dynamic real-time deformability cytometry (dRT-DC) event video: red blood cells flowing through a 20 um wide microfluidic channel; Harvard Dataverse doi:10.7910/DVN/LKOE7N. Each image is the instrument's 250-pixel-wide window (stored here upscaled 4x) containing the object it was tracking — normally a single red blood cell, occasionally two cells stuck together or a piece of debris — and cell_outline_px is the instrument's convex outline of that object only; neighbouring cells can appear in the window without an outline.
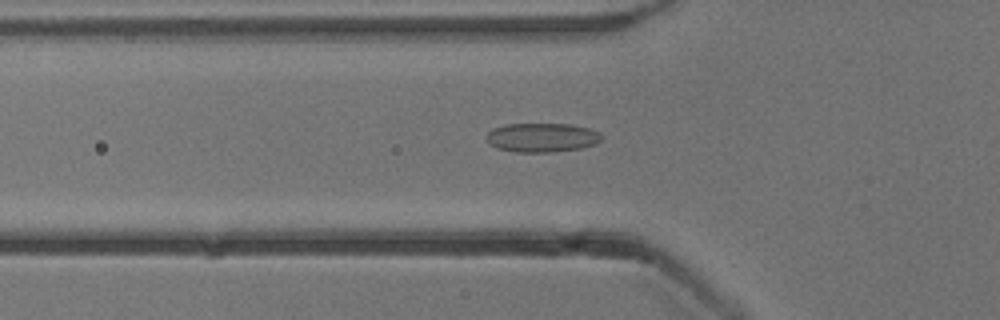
{"species": "common noctule bat (a hibernating species)", "species_latin": "Nyctalus noctula", "temperature_condition": "cold", "stored_images_in_passage": 34, "camera_frame_rate_fps": 3000, "um_per_image_px": 0.085, "animal": {"sex": "male", "body_mass_g": 13.3}, "frame": {"image": 1, "passage_image": 7, "time_ms": 2.0, "image_size_px": [1000, 320], "cell_outline_px": [[604, 136], [596, 144], [580, 148], [552, 152], [516, 152], [496, 148], [488, 144], [488, 132], [492, 128], [504, 124], [572, 124], [588, 128], [600, 132]], "centroid_in_image_um": [46.07, 11.69], "position_along_channel_um": 79.7, "area_um2": 19.65}}
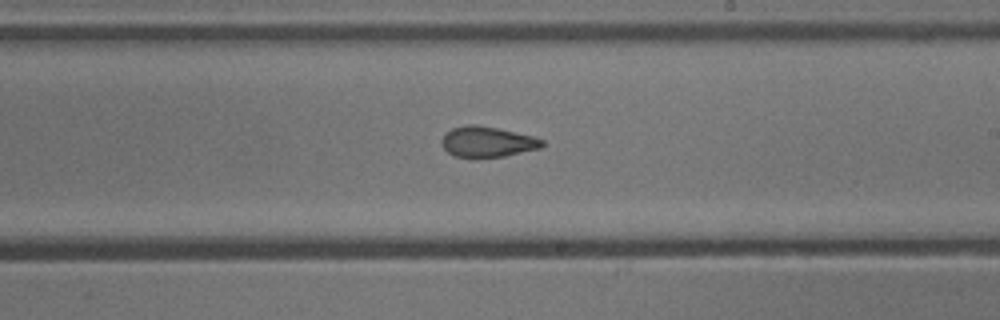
{"frame": {"image": 2, "passage_image": 20, "time_ms": 6.333, "image_size_px": [1000, 320], "cell_outline_px": [[544, 144], [540, 148], [504, 156], [456, 156], [448, 152], [444, 148], [440, 140], [444, 132], [452, 128], [464, 124], [476, 124], [496, 128], [532, 136], [544, 140]], "centroid_in_image_um": [41.39, 12.02], "position_along_channel_um": 247.6, "area_um2": 17.63}}
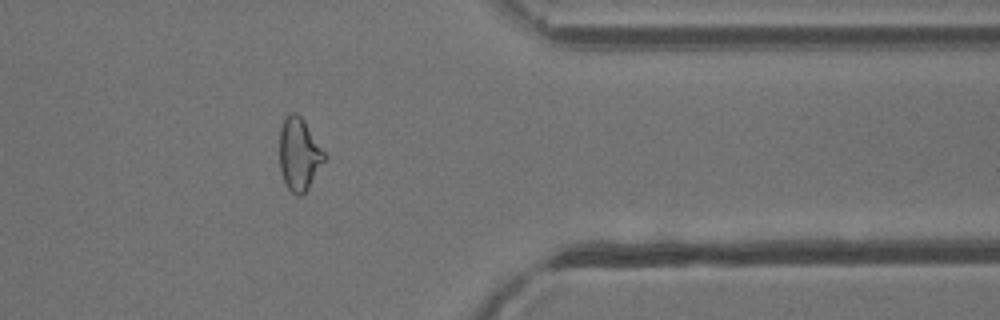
{"frame": {"image": 3, "passage_image": 32, "time_ms": 10.333, "image_size_px": [1000, 320], "cell_outline_px": [[324, 160], [308, 188], [300, 196], [296, 196], [288, 188], [284, 180], [280, 168], [280, 128], [284, 120], [292, 112], [296, 112], [304, 120], [324, 152]], "centroid_in_image_um": [25.4, 13.11], "position_along_channel_um": 386.0, "area_um2": 18.44}, "authors_computed_cell_mechanics": {"area_um2": 18.3804, "velocity_mm_per_s": 3.8433, "shape_relaxation_time_tau1_ms": null, "shape_relaxation_time_tau2_ms": 1.6815, "deformation_change_tau1": null, "deformation_change_tau2": 0.0743}}